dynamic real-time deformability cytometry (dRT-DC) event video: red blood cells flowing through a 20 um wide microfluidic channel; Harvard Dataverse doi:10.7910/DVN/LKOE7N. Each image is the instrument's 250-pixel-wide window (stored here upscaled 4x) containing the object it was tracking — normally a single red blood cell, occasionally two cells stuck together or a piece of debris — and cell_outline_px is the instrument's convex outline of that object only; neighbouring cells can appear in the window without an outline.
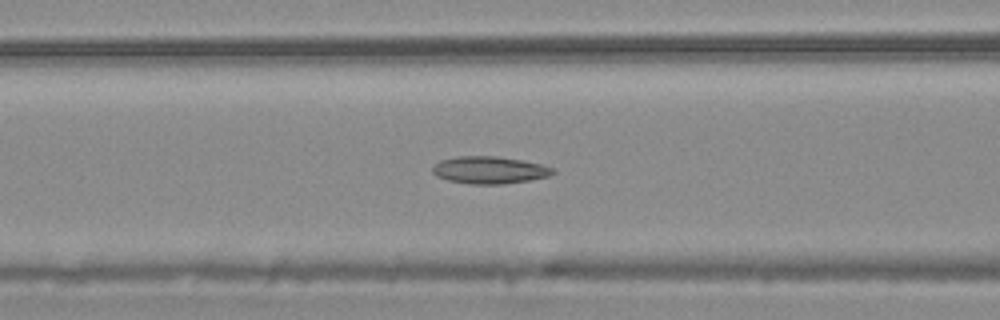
{"species": "common noctule bat (a hibernating species)", "species_latin": "Nyctalus noctula", "temperature_condition": "warm", "stored_images_in_passage": 48, "camera_frame_rate_fps": 3000, "um_per_image_px": 0.085, "animal": {"sex": "male", "body_mass_g": 20.4}, "frame": {"image": 1, "passage_image": 22, "time_ms": 7.0, "image_size_px": [1000, 320], "cell_outline_px": [[556, 172], [552, 176], [504, 184], [468, 184], [448, 180], [436, 176], [432, 172], [432, 164], [440, 160], [456, 156], [496, 156], [524, 160], [544, 164], [556, 168]], "centroid_in_image_um": [41.64, 14.44], "position_along_channel_um": 125.0, "area_um2": 19.59}}
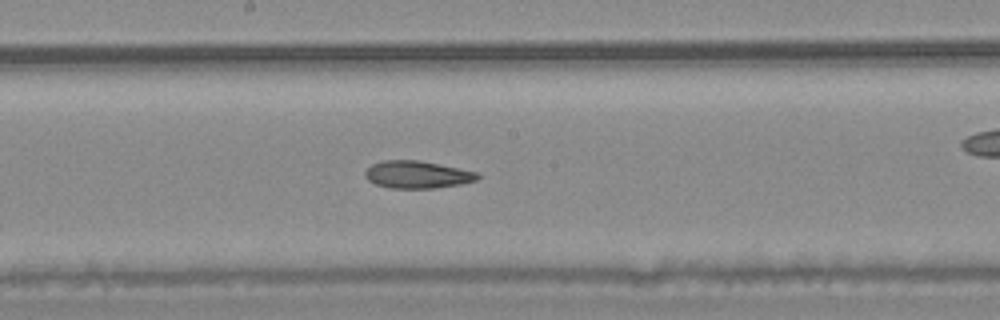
{"frame": {"image": 2, "passage_image": 29, "time_ms": 9.333, "image_size_px": [1000, 320], "cell_outline_px": [[480, 176], [476, 180], [460, 184], [436, 188], [392, 188], [376, 184], [368, 180], [364, 176], [364, 172], [372, 164], [384, 160], [420, 160], [476, 172]], "centroid_in_image_um": [35.43, 14.84], "position_along_channel_um": 212.8, "area_um2": 17.8}}
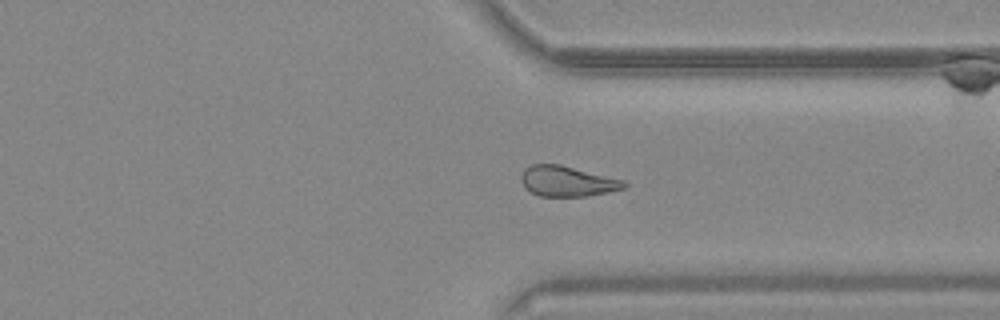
{"frame": {"image": 3, "passage_image": 41, "time_ms": 13.333, "image_size_px": [1000, 320], "cell_outline_px": [[628, 184], [624, 188], [588, 196], [540, 196], [524, 188], [520, 180], [520, 176], [524, 168], [532, 164], [560, 164], [624, 180]], "centroid_in_image_um": [48.18, 15.4], "position_along_channel_um": 363.2, "area_um2": 18.26}}